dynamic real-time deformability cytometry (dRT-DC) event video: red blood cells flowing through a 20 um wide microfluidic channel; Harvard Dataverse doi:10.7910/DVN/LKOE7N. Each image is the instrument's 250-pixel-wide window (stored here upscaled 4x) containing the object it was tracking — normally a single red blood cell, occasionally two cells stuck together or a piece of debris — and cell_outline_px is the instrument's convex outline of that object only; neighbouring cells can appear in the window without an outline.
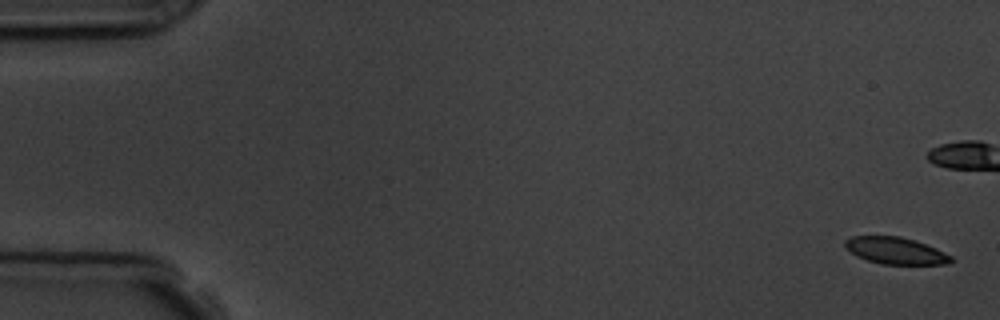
{"species": "common noctule bat (a hibernating species)", "species_latin": "Nyctalus noctula", "temperature_condition": "room temperature", "stored_images_in_passage": 7, "camera_frame_rate_fps": 3000, "um_per_image_px": 0.085, "animal": {"sex": "male", "body_mass_g": 19.5, "forearm_length_mm": 54.6}, "frame": {"image": 1, "passage_image": 1, "time_ms": 0.0, "image_size_px": [1000, 320], "cell_outline_px": [[952, 260], [948, 264], [880, 264], [856, 256], [844, 248], [844, 240], [852, 236], [900, 236], [936, 248], [952, 256]], "centroid_in_image_um": [76.07, 21.31], "position_along_channel_um": 8.9, "area_um2": 16.53}}
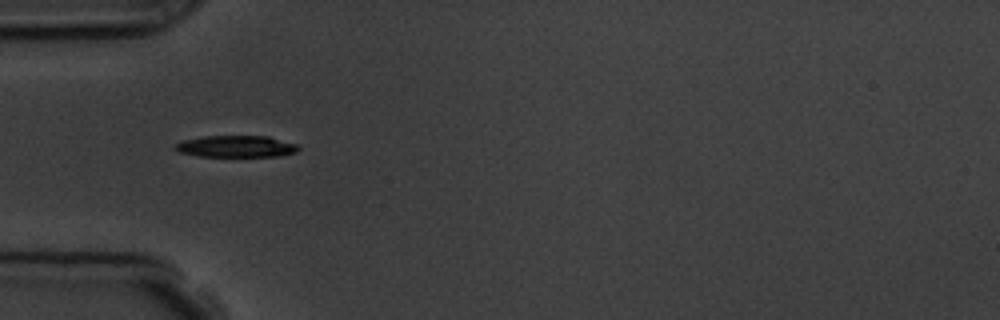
{"frame": {"image": 2, "passage_image": 5, "time_ms": 6.333, "image_size_px": [1000, 320], "cell_outline_px": [[300, 148], [296, 152], [284, 156], [196, 156], [180, 152], [172, 148], [176, 144], [184, 140], [204, 136], [268, 136], [296, 144]], "centroid_in_image_um": [20.08, 12.45], "position_along_channel_um": 64.9, "area_um2": 15.55}}
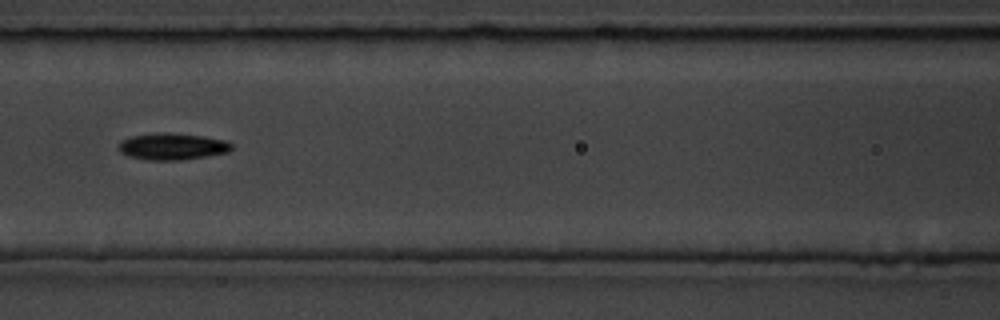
{"frame": {"image": 3, "passage_image": 7, "time_ms": 8.667, "image_size_px": [1000, 320], "cell_outline_px": [[232, 148], [228, 152], [208, 156], [180, 160], [148, 160], [128, 156], [120, 152], [116, 148], [120, 140], [132, 136], [156, 132], [168, 132], [200, 136], [224, 140], [232, 144]], "centroid_in_image_um": [14.58, 12.45], "position_along_channel_um": 152.0, "area_um2": 17.69}}